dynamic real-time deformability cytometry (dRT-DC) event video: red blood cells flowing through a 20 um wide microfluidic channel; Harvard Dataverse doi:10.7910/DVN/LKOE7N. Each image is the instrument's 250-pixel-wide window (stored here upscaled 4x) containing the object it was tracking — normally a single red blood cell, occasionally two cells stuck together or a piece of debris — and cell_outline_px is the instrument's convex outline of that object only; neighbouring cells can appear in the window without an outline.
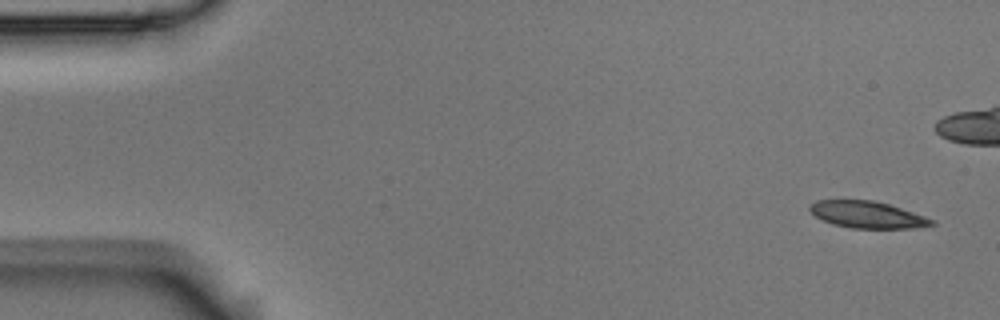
{"species": "Egyptian fruit bat (a non-hibernating species)", "species_latin": "Rousettus aegyptiacus", "temperature_condition": "room temperature", "stored_images_in_passage": 5, "camera_frame_rate_fps": 3000, "um_per_image_px": 0.085, "animal": {"sex": "male"}, "frame": {"image": 1, "passage_image": 1, "time_ms": 0.0, "image_size_px": [1000, 320], "cell_outline_px": [[936, 224], [908, 228], [852, 228], [832, 224], [816, 216], [808, 208], [816, 200], [872, 200], [888, 204], [936, 220]], "centroid_in_image_um": [73.72, 18.24], "position_along_channel_um": 11.3, "area_um2": 18.73}}